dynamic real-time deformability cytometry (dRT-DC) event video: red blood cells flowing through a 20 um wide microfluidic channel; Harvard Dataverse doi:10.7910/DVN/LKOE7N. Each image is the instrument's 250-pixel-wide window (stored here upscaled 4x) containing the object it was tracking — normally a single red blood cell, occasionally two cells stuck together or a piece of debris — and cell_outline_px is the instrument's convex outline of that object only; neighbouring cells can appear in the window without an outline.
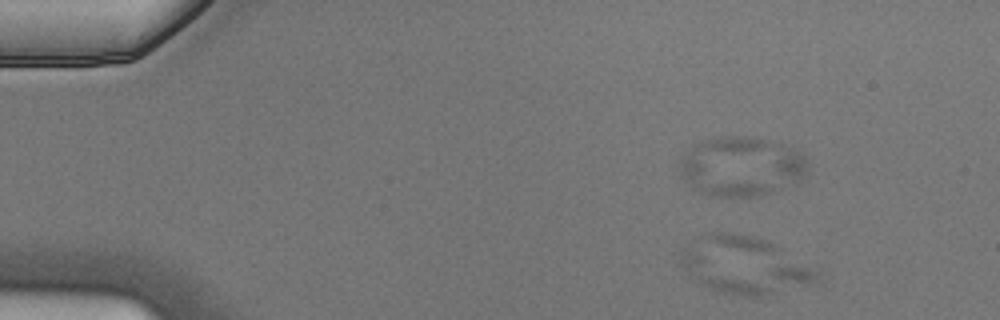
{"species": "Egyptian fruit bat (a non-hibernating species)", "species_latin": "Rousettus aegyptiacus", "temperature_condition": "cold", "stored_images_in_passage": 6, "camera_frame_rate_fps": 3000, "um_per_image_px": 0.085, "animal": {"sex": "male"}, "frame": {"image": 1, "passage_image": 3, "time_ms": 0.667, "image_size_px": [1000, 320], "cell_outline_px": [[816, 280], [756, 296], [740, 296], [724, 292], [700, 284], [680, 268], [680, 252], [684, 248], [812, 268], [816, 276]], "centroid_in_image_um": [63.06, 23.22], "position_along_channel_um": 21.9, "area_um2": 29.19}}